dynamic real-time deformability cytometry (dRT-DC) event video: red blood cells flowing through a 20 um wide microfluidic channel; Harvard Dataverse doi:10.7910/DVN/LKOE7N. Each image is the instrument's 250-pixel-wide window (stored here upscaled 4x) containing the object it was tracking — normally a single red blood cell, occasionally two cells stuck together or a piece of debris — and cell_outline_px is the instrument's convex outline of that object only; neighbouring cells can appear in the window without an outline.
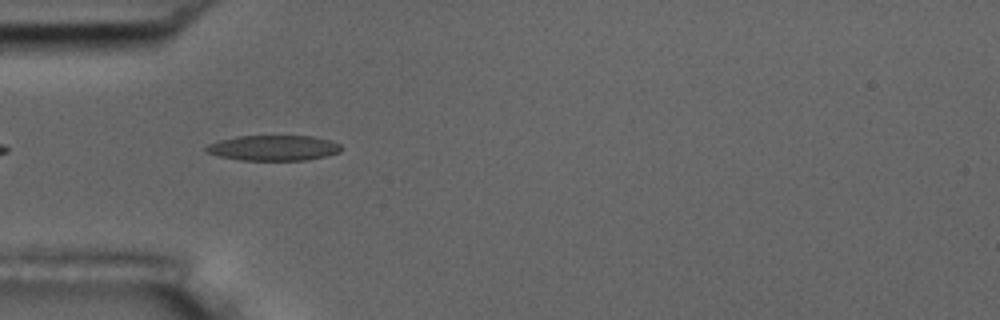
{"species": "common noctule bat (a hibernating species)", "species_latin": "Nyctalus noctula", "temperature_condition": "room temperature", "stored_images_in_passage": 11, "camera_frame_rate_fps": 3000, "um_per_image_px": 0.085, "animal": {"sex": "male", "body_mass_g": 17.5, "forearm_length_mm": 52.3}, "frame": {"image": 1, "passage_image": 5, "time_ms": 5.333, "image_size_px": [1000, 320], "cell_outline_px": [[340, 152], [308, 160], [240, 160], [220, 156], [204, 152], [204, 148], [208, 144], [220, 140], [236, 136], [312, 136], [328, 140], [340, 144]], "centroid_in_image_um": [23.2, 12.57], "position_along_channel_um": 61.8, "area_um2": 19.88}}
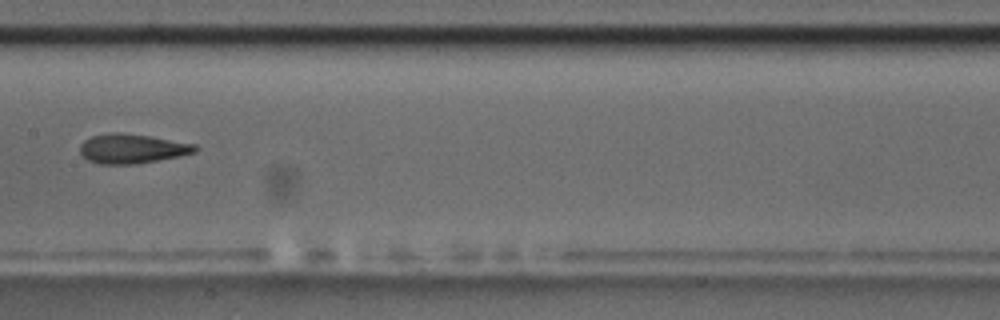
{"frame": {"image": 2, "passage_image": 8, "time_ms": 9.0, "image_size_px": [1000, 320], "cell_outline_px": [[200, 148], [196, 152], [180, 156], [132, 164], [100, 164], [88, 160], [80, 152], [80, 144], [84, 140], [92, 136], [108, 132], [124, 132], [152, 136], [196, 144]], "centroid_in_image_um": [11.24, 12.61], "position_along_channel_um": 196.2, "area_um2": 19.94}}